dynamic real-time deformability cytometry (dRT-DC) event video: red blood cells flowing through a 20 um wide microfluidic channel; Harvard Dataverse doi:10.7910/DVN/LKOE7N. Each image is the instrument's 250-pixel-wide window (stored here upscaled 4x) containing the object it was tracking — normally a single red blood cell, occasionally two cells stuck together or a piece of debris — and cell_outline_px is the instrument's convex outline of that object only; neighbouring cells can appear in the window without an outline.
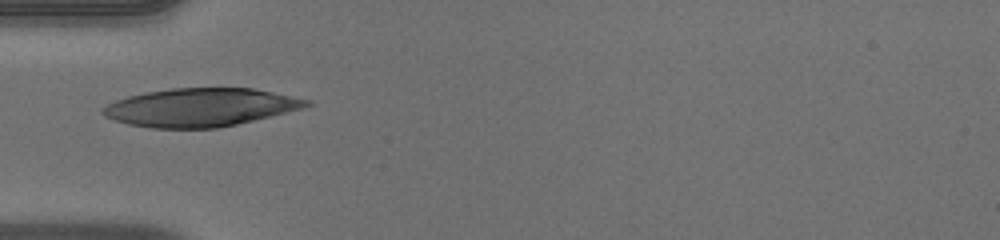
{"species": "human", "species_latin": "Homo sapiens", "temperature_condition": "warm", "stored_images_in_passage": 21, "camera_frame_rate_fps": 3000, "um_per_image_px": 0.085, "donor": {"sex": "male"}, "frame": {"image": 1, "passage_image": 1, "time_ms": 0.0, "image_size_px": [1000, 240], "cell_outline_px": [[312, 104], [300, 108], [236, 124], [216, 128], [152, 128], [128, 124], [104, 116], [100, 112], [100, 108], [116, 100], [128, 96], [148, 92], [172, 88], [252, 88], [312, 100]], "centroid_in_image_um": [16.98, 9.12], "position_along_channel_um": 68.0, "area_um2": 44.85}}
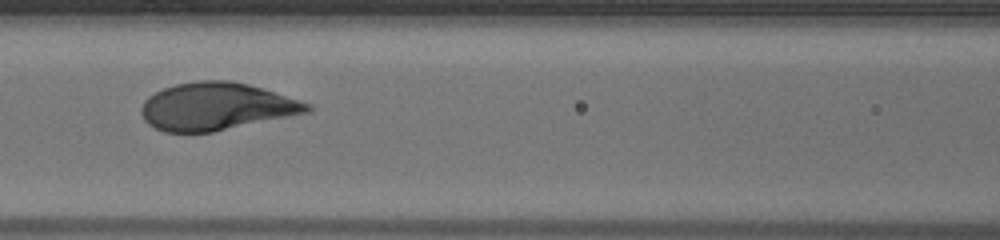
{"frame": {"image": 2, "passage_image": 7, "time_ms": 2.0, "image_size_px": [1000, 240], "cell_outline_px": [[312, 112], [212, 132], [164, 132], [148, 124], [144, 120], [140, 112], [140, 108], [144, 100], [148, 96], [164, 88], [176, 84], [200, 80], [228, 80], [248, 84], [300, 100], [312, 104]], "centroid_in_image_um": [18.39, 9.05], "position_along_channel_um": 148.2, "area_um2": 46.01}}
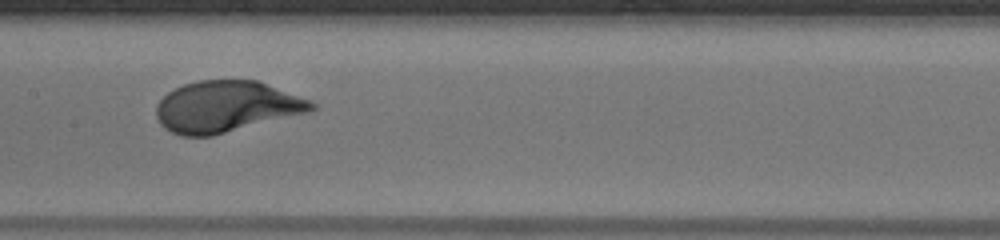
{"frame": {"image": 3, "passage_image": 10, "time_ms": 3.0, "image_size_px": [1000, 240], "cell_outline_px": [[316, 108], [308, 112], [212, 136], [180, 136], [164, 128], [160, 124], [156, 116], [156, 104], [168, 92], [184, 84], [200, 80], [256, 80], [312, 100], [316, 104]], "centroid_in_image_um": [19.22, 9.07], "position_along_channel_um": 188.2, "area_um2": 46.3}}